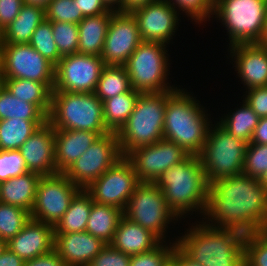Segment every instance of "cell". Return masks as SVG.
<instances>
[{"mask_svg":"<svg viewBox=\"0 0 267 266\" xmlns=\"http://www.w3.org/2000/svg\"><path fill=\"white\" fill-rule=\"evenodd\" d=\"M198 223L176 239L187 257L202 266H245L243 232Z\"/></svg>","mask_w":267,"mask_h":266,"instance_id":"obj_2","label":"cell"},{"mask_svg":"<svg viewBox=\"0 0 267 266\" xmlns=\"http://www.w3.org/2000/svg\"><path fill=\"white\" fill-rule=\"evenodd\" d=\"M159 0H122L121 5L117 12H132L133 10L140 8L142 6L148 5L150 3L156 2Z\"/></svg>","mask_w":267,"mask_h":266,"instance_id":"obj_52","label":"cell"},{"mask_svg":"<svg viewBox=\"0 0 267 266\" xmlns=\"http://www.w3.org/2000/svg\"><path fill=\"white\" fill-rule=\"evenodd\" d=\"M48 123L54 130H83L100 136L110 131L105 126L103 102L94 94L52 91Z\"/></svg>","mask_w":267,"mask_h":266,"instance_id":"obj_5","label":"cell"},{"mask_svg":"<svg viewBox=\"0 0 267 266\" xmlns=\"http://www.w3.org/2000/svg\"><path fill=\"white\" fill-rule=\"evenodd\" d=\"M130 255L106 244L88 266H129Z\"/></svg>","mask_w":267,"mask_h":266,"instance_id":"obj_45","label":"cell"},{"mask_svg":"<svg viewBox=\"0 0 267 266\" xmlns=\"http://www.w3.org/2000/svg\"><path fill=\"white\" fill-rule=\"evenodd\" d=\"M109 9L117 11L122 0H102Z\"/></svg>","mask_w":267,"mask_h":266,"instance_id":"obj_55","label":"cell"},{"mask_svg":"<svg viewBox=\"0 0 267 266\" xmlns=\"http://www.w3.org/2000/svg\"><path fill=\"white\" fill-rule=\"evenodd\" d=\"M189 93L185 88H177L166 98L163 136L188 154L198 156L213 122L207 109Z\"/></svg>","mask_w":267,"mask_h":266,"instance_id":"obj_4","label":"cell"},{"mask_svg":"<svg viewBox=\"0 0 267 266\" xmlns=\"http://www.w3.org/2000/svg\"><path fill=\"white\" fill-rule=\"evenodd\" d=\"M47 21H59L78 24L83 18L74 0H51L45 10Z\"/></svg>","mask_w":267,"mask_h":266,"instance_id":"obj_42","label":"cell"},{"mask_svg":"<svg viewBox=\"0 0 267 266\" xmlns=\"http://www.w3.org/2000/svg\"><path fill=\"white\" fill-rule=\"evenodd\" d=\"M45 19L44 9L23 4L19 15L3 30V44L29 43L37 26Z\"/></svg>","mask_w":267,"mask_h":266,"instance_id":"obj_27","label":"cell"},{"mask_svg":"<svg viewBox=\"0 0 267 266\" xmlns=\"http://www.w3.org/2000/svg\"><path fill=\"white\" fill-rule=\"evenodd\" d=\"M54 226L30 219L6 246L24 262L54 250Z\"/></svg>","mask_w":267,"mask_h":266,"instance_id":"obj_21","label":"cell"},{"mask_svg":"<svg viewBox=\"0 0 267 266\" xmlns=\"http://www.w3.org/2000/svg\"><path fill=\"white\" fill-rule=\"evenodd\" d=\"M83 16H96L106 13L109 8L102 0H74Z\"/></svg>","mask_w":267,"mask_h":266,"instance_id":"obj_48","label":"cell"},{"mask_svg":"<svg viewBox=\"0 0 267 266\" xmlns=\"http://www.w3.org/2000/svg\"><path fill=\"white\" fill-rule=\"evenodd\" d=\"M165 266H179V265L171 258Z\"/></svg>","mask_w":267,"mask_h":266,"instance_id":"obj_60","label":"cell"},{"mask_svg":"<svg viewBox=\"0 0 267 266\" xmlns=\"http://www.w3.org/2000/svg\"><path fill=\"white\" fill-rule=\"evenodd\" d=\"M259 182L263 186L264 190L267 192V170L263 173V175L259 178Z\"/></svg>","mask_w":267,"mask_h":266,"instance_id":"obj_57","label":"cell"},{"mask_svg":"<svg viewBox=\"0 0 267 266\" xmlns=\"http://www.w3.org/2000/svg\"><path fill=\"white\" fill-rule=\"evenodd\" d=\"M29 44L54 66H56L62 58L55 44L52 24L46 19L37 26Z\"/></svg>","mask_w":267,"mask_h":266,"instance_id":"obj_37","label":"cell"},{"mask_svg":"<svg viewBox=\"0 0 267 266\" xmlns=\"http://www.w3.org/2000/svg\"><path fill=\"white\" fill-rule=\"evenodd\" d=\"M172 259L179 266H202L200 263H196L187 257L177 246L174 248Z\"/></svg>","mask_w":267,"mask_h":266,"instance_id":"obj_53","label":"cell"},{"mask_svg":"<svg viewBox=\"0 0 267 266\" xmlns=\"http://www.w3.org/2000/svg\"><path fill=\"white\" fill-rule=\"evenodd\" d=\"M244 263L245 266H267V231L245 236Z\"/></svg>","mask_w":267,"mask_h":266,"instance_id":"obj_39","label":"cell"},{"mask_svg":"<svg viewBox=\"0 0 267 266\" xmlns=\"http://www.w3.org/2000/svg\"><path fill=\"white\" fill-rule=\"evenodd\" d=\"M202 216L208 226L245 235L267 231V192L258 178L243 173L216 179L210 182Z\"/></svg>","mask_w":267,"mask_h":266,"instance_id":"obj_1","label":"cell"},{"mask_svg":"<svg viewBox=\"0 0 267 266\" xmlns=\"http://www.w3.org/2000/svg\"><path fill=\"white\" fill-rule=\"evenodd\" d=\"M140 183L131 162L123 156L85 190L94 202L112 205L124 211Z\"/></svg>","mask_w":267,"mask_h":266,"instance_id":"obj_14","label":"cell"},{"mask_svg":"<svg viewBox=\"0 0 267 266\" xmlns=\"http://www.w3.org/2000/svg\"><path fill=\"white\" fill-rule=\"evenodd\" d=\"M1 70L5 79H27L43 83L51 92L55 83V66L29 43L2 44Z\"/></svg>","mask_w":267,"mask_h":266,"instance_id":"obj_11","label":"cell"},{"mask_svg":"<svg viewBox=\"0 0 267 266\" xmlns=\"http://www.w3.org/2000/svg\"><path fill=\"white\" fill-rule=\"evenodd\" d=\"M122 157L117 132H109L99 136L63 174L86 189Z\"/></svg>","mask_w":267,"mask_h":266,"instance_id":"obj_12","label":"cell"},{"mask_svg":"<svg viewBox=\"0 0 267 266\" xmlns=\"http://www.w3.org/2000/svg\"><path fill=\"white\" fill-rule=\"evenodd\" d=\"M178 10L167 0H159L133 10L142 42H159L169 45L177 32Z\"/></svg>","mask_w":267,"mask_h":266,"instance_id":"obj_18","label":"cell"},{"mask_svg":"<svg viewBox=\"0 0 267 266\" xmlns=\"http://www.w3.org/2000/svg\"><path fill=\"white\" fill-rule=\"evenodd\" d=\"M79 190L63 173L41 176L30 211L31 219L55 226Z\"/></svg>","mask_w":267,"mask_h":266,"instance_id":"obj_13","label":"cell"},{"mask_svg":"<svg viewBox=\"0 0 267 266\" xmlns=\"http://www.w3.org/2000/svg\"><path fill=\"white\" fill-rule=\"evenodd\" d=\"M178 12L183 11L187 17L197 24L210 21L212 18L214 0H167ZM180 10V11H179Z\"/></svg>","mask_w":267,"mask_h":266,"instance_id":"obj_43","label":"cell"},{"mask_svg":"<svg viewBox=\"0 0 267 266\" xmlns=\"http://www.w3.org/2000/svg\"><path fill=\"white\" fill-rule=\"evenodd\" d=\"M161 242L154 233L122 216L109 244L131 256L150 251Z\"/></svg>","mask_w":267,"mask_h":266,"instance_id":"obj_24","label":"cell"},{"mask_svg":"<svg viewBox=\"0 0 267 266\" xmlns=\"http://www.w3.org/2000/svg\"><path fill=\"white\" fill-rule=\"evenodd\" d=\"M132 86L125 66H105L94 94L103 102L118 94L130 92Z\"/></svg>","mask_w":267,"mask_h":266,"instance_id":"obj_34","label":"cell"},{"mask_svg":"<svg viewBox=\"0 0 267 266\" xmlns=\"http://www.w3.org/2000/svg\"><path fill=\"white\" fill-rule=\"evenodd\" d=\"M115 12L109 9L100 15L86 16L78 23V53L101 56L108 26Z\"/></svg>","mask_w":267,"mask_h":266,"instance_id":"obj_25","label":"cell"},{"mask_svg":"<svg viewBox=\"0 0 267 266\" xmlns=\"http://www.w3.org/2000/svg\"><path fill=\"white\" fill-rule=\"evenodd\" d=\"M213 16L226 28L229 47L259 43L267 19V0H214Z\"/></svg>","mask_w":267,"mask_h":266,"instance_id":"obj_7","label":"cell"},{"mask_svg":"<svg viewBox=\"0 0 267 266\" xmlns=\"http://www.w3.org/2000/svg\"><path fill=\"white\" fill-rule=\"evenodd\" d=\"M23 0H0V29L5 28L19 15Z\"/></svg>","mask_w":267,"mask_h":266,"instance_id":"obj_47","label":"cell"},{"mask_svg":"<svg viewBox=\"0 0 267 266\" xmlns=\"http://www.w3.org/2000/svg\"><path fill=\"white\" fill-rule=\"evenodd\" d=\"M30 219L28 210L0 202V240L7 243Z\"/></svg>","mask_w":267,"mask_h":266,"instance_id":"obj_36","label":"cell"},{"mask_svg":"<svg viewBox=\"0 0 267 266\" xmlns=\"http://www.w3.org/2000/svg\"><path fill=\"white\" fill-rule=\"evenodd\" d=\"M5 247H6V242L0 240V255H1L2 251L5 249Z\"/></svg>","mask_w":267,"mask_h":266,"instance_id":"obj_59","label":"cell"},{"mask_svg":"<svg viewBox=\"0 0 267 266\" xmlns=\"http://www.w3.org/2000/svg\"><path fill=\"white\" fill-rule=\"evenodd\" d=\"M41 175L25 172L0 183V201L31 211Z\"/></svg>","mask_w":267,"mask_h":266,"instance_id":"obj_26","label":"cell"},{"mask_svg":"<svg viewBox=\"0 0 267 266\" xmlns=\"http://www.w3.org/2000/svg\"><path fill=\"white\" fill-rule=\"evenodd\" d=\"M51 0H23L24 4L38 6L46 10Z\"/></svg>","mask_w":267,"mask_h":266,"instance_id":"obj_54","label":"cell"},{"mask_svg":"<svg viewBox=\"0 0 267 266\" xmlns=\"http://www.w3.org/2000/svg\"><path fill=\"white\" fill-rule=\"evenodd\" d=\"M55 44L63 57L78 53L79 30L78 24L69 22L50 21Z\"/></svg>","mask_w":267,"mask_h":266,"instance_id":"obj_38","label":"cell"},{"mask_svg":"<svg viewBox=\"0 0 267 266\" xmlns=\"http://www.w3.org/2000/svg\"><path fill=\"white\" fill-rule=\"evenodd\" d=\"M247 144L218 123L215 126L211 123L205 144L198 155L208 182L242 174Z\"/></svg>","mask_w":267,"mask_h":266,"instance_id":"obj_9","label":"cell"},{"mask_svg":"<svg viewBox=\"0 0 267 266\" xmlns=\"http://www.w3.org/2000/svg\"><path fill=\"white\" fill-rule=\"evenodd\" d=\"M172 242L170 241L168 245L165 239L150 251L131 255L129 266H165L172 258L174 248L177 246L176 240Z\"/></svg>","mask_w":267,"mask_h":266,"instance_id":"obj_40","label":"cell"},{"mask_svg":"<svg viewBox=\"0 0 267 266\" xmlns=\"http://www.w3.org/2000/svg\"><path fill=\"white\" fill-rule=\"evenodd\" d=\"M173 91L141 93L127 122L117 132L122 156L164 139L166 98Z\"/></svg>","mask_w":267,"mask_h":266,"instance_id":"obj_6","label":"cell"},{"mask_svg":"<svg viewBox=\"0 0 267 266\" xmlns=\"http://www.w3.org/2000/svg\"><path fill=\"white\" fill-rule=\"evenodd\" d=\"M23 266H66L59 254L53 250L48 254L25 261Z\"/></svg>","mask_w":267,"mask_h":266,"instance_id":"obj_49","label":"cell"},{"mask_svg":"<svg viewBox=\"0 0 267 266\" xmlns=\"http://www.w3.org/2000/svg\"><path fill=\"white\" fill-rule=\"evenodd\" d=\"M242 105L237 107L235 111L230 110L226 116H222L217 123L232 134L235 138L250 143L254 129L259 123L260 117L253 111V109L242 100Z\"/></svg>","mask_w":267,"mask_h":266,"instance_id":"obj_32","label":"cell"},{"mask_svg":"<svg viewBox=\"0 0 267 266\" xmlns=\"http://www.w3.org/2000/svg\"><path fill=\"white\" fill-rule=\"evenodd\" d=\"M155 184L163 192L168 208L179 220L195 214L193 211L202 217L210 183L198 156L189 155L165 170Z\"/></svg>","mask_w":267,"mask_h":266,"instance_id":"obj_3","label":"cell"},{"mask_svg":"<svg viewBox=\"0 0 267 266\" xmlns=\"http://www.w3.org/2000/svg\"><path fill=\"white\" fill-rule=\"evenodd\" d=\"M5 87L17 99L37 105L49 116L52 92L43 83L27 79H5Z\"/></svg>","mask_w":267,"mask_h":266,"instance_id":"obj_33","label":"cell"},{"mask_svg":"<svg viewBox=\"0 0 267 266\" xmlns=\"http://www.w3.org/2000/svg\"><path fill=\"white\" fill-rule=\"evenodd\" d=\"M5 87V77L3 71H0V91Z\"/></svg>","mask_w":267,"mask_h":266,"instance_id":"obj_58","label":"cell"},{"mask_svg":"<svg viewBox=\"0 0 267 266\" xmlns=\"http://www.w3.org/2000/svg\"><path fill=\"white\" fill-rule=\"evenodd\" d=\"M24 261L7 246L0 255V266H23Z\"/></svg>","mask_w":267,"mask_h":266,"instance_id":"obj_51","label":"cell"},{"mask_svg":"<svg viewBox=\"0 0 267 266\" xmlns=\"http://www.w3.org/2000/svg\"><path fill=\"white\" fill-rule=\"evenodd\" d=\"M0 71H1V46H0Z\"/></svg>","mask_w":267,"mask_h":266,"instance_id":"obj_62","label":"cell"},{"mask_svg":"<svg viewBox=\"0 0 267 266\" xmlns=\"http://www.w3.org/2000/svg\"><path fill=\"white\" fill-rule=\"evenodd\" d=\"M105 66L97 55L74 53L63 56L55 66L53 91L94 92Z\"/></svg>","mask_w":267,"mask_h":266,"instance_id":"obj_15","label":"cell"},{"mask_svg":"<svg viewBox=\"0 0 267 266\" xmlns=\"http://www.w3.org/2000/svg\"><path fill=\"white\" fill-rule=\"evenodd\" d=\"M167 44L141 42L131 54L125 67L132 89L140 93H161L174 91L167 81L170 74Z\"/></svg>","mask_w":267,"mask_h":266,"instance_id":"obj_8","label":"cell"},{"mask_svg":"<svg viewBox=\"0 0 267 266\" xmlns=\"http://www.w3.org/2000/svg\"><path fill=\"white\" fill-rule=\"evenodd\" d=\"M28 172L19 150H0V183Z\"/></svg>","mask_w":267,"mask_h":266,"instance_id":"obj_44","label":"cell"},{"mask_svg":"<svg viewBox=\"0 0 267 266\" xmlns=\"http://www.w3.org/2000/svg\"><path fill=\"white\" fill-rule=\"evenodd\" d=\"M244 101L260 117H267V86L257 87L245 91Z\"/></svg>","mask_w":267,"mask_h":266,"instance_id":"obj_46","label":"cell"},{"mask_svg":"<svg viewBox=\"0 0 267 266\" xmlns=\"http://www.w3.org/2000/svg\"><path fill=\"white\" fill-rule=\"evenodd\" d=\"M229 48L230 58L238 73L236 76L245 85L246 91L267 86V47L251 43L236 44Z\"/></svg>","mask_w":267,"mask_h":266,"instance_id":"obj_19","label":"cell"},{"mask_svg":"<svg viewBox=\"0 0 267 266\" xmlns=\"http://www.w3.org/2000/svg\"><path fill=\"white\" fill-rule=\"evenodd\" d=\"M142 42L138 24L130 12H115L108 26L101 58L106 66H125Z\"/></svg>","mask_w":267,"mask_h":266,"instance_id":"obj_17","label":"cell"},{"mask_svg":"<svg viewBox=\"0 0 267 266\" xmlns=\"http://www.w3.org/2000/svg\"><path fill=\"white\" fill-rule=\"evenodd\" d=\"M123 211L112 205L99 204L92 200V208L87 221L86 231L101 239L105 244L113 240Z\"/></svg>","mask_w":267,"mask_h":266,"instance_id":"obj_29","label":"cell"},{"mask_svg":"<svg viewBox=\"0 0 267 266\" xmlns=\"http://www.w3.org/2000/svg\"><path fill=\"white\" fill-rule=\"evenodd\" d=\"M188 154L178 144L166 139L130 151L131 162L140 182L155 183L165 170L185 160Z\"/></svg>","mask_w":267,"mask_h":266,"instance_id":"obj_16","label":"cell"},{"mask_svg":"<svg viewBox=\"0 0 267 266\" xmlns=\"http://www.w3.org/2000/svg\"><path fill=\"white\" fill-rule=\"evenodd\" d=\"M267 170V145L248 143L245 151L242 173L260 178Z\"/></svg>","mask_w":267,"mask_h":266,"instance_id":"obj_41","label":"cell"},{"mask_svg":"<svg viewBox=\"0 0 267 266\" xmlns=\"http://www.w3.org/2000/svg\"><path fill=\"white\" fill-rule=\"evenodd\" d=\"M261 46L267 47V19L265 22V28L261 40L258 43Z\"/></svg>","mask_w":267,"mask_h":266,"instance_id":"obj_56","label":"cell"},{"mask_svg":"<svg viewBox=\"0 0 267 266\" xmlns=\"http://www.w3.org/2000/svg\"><path fill=\"white\" fill-rule=\"evenodd\" d=\"M100 135L83 130H55L56 173H64Z\"/></svg>","mask_w":267,"mask_h":266,"instance_id":"obj_23","label":"cell"},{"mask_svg":"<svg viewBox=\"0 0 267 266\" xmlns=\"http://www.w3.org/2000/svg\"><path fill=\"white\" fill-rule=\"evenodd\" d=\"M250 143L267 145V117L259 119V123L253 131Z\"/></svg>","mask_w":267,"mask_h":266,"instance_id":"obj_50","label":"cell"},{"mask_svg":"<svg viewBox=\"0 0 267 266\" xmlns=\"http://www.w3.org/2000/svg\"><path fill=\"white\" fill-rule=\"evenodd\" d=\"M48 120L11 118L0 120V150H19L27 139Z\"/></svg>","mask_w":267,"mask_h":266,"instance_id":"obj_30","label":"cell"},{"mask_svg":"<svg viewBox=\"0 0 267 266\" xmlns=\"http://www.w3.org/2000/svg\"><path fill=\"white\" fill-rule=\"evenodd\" d=\"M92 208V198L85 189H80L72 198L68 210L54 226V234L86 231Z\"/></svg>","mask_w":267,"mask_h":266,"instance_id":"obj_28","label":"cell"},{"mask_svg":"<svg viewBox=\"0 0 267 266\" xmlns=\"http://www.w3.org/2000/svg\"><path fill=\"white\" fill-rule=\"evenodd\" d=\"M55 130L47 122L20 146L28 172L41 176L56 174L55 167Z\"/></svg>","mask_w":267,"mask_h":266,"instance_id":"obj_20","label":"cell"},{"mask_svg":"<svg viewBox=\"0 0 267 266\" xmlns=\"http://www.w3.org/2000/svg\"><path fill=\"white\" fill-rule=\"evenodd\" d=\"M3 44V31L0 29V46Z\"/></svg>","mask_w":267,"mask_h":266,"instance_id":"obj_61","label":"cell"},{"mask_svg":"<svg viewBox=\"0 0 267 266\" xmlns=\"http://www.w3.org/2000/svg\"><path fill=\"white\" fill-rule=\"evenodd\" d=\"M11 118L48 120V116L37 105L17 99L4 87L0 91V120Z\"/></svg>","mask_w":267,"mask_h":266,"instance_id":"obj_35","label":"cell"},{"mask_svg":"<svg viewBox=\"0 0 267 266\" xmlns=\"http://www.w3.org/2000/svg\"><path fill=\"white\" fill-rule=\"evenodd\" d=\"M123 216L151 231L161 241L167 236L165 231L167 232L168 225L178 221L168 208L163 192L155 183L150 182H141L138 185L130 196Z\"/></svg>","mask_w":267,"mask_h":266,"instance_id":"obj_10","label":"cell"},{"mask_svg":"<svg viewBox=\"0 0 267 266\" xmlns=\"http://www.w3.org/2000/svg\"><path fill=\"white\" fill-rule=\"evenodd\" d=\"M140 94L132 89L103 101L105 126L110 132H118L127 122Z\"/></svg>","mask_w":267,"mask_h":266,"instance_id":"obj_31","label":"cell"},{"mask_svg":"<svg viewBox=\"0 0 267 266\" xmlns=\"http://www.w3.org/2000/svg\"><path fill=\"white\" fill-rule=\"evenodd\" d=\"M106 244L87 231L55 234L54 250L66 266H88Z\"/></svg>","mask_w":267,"mask_h":266,"instance_id":"obj_22","label":"cell"}]
</instances>
